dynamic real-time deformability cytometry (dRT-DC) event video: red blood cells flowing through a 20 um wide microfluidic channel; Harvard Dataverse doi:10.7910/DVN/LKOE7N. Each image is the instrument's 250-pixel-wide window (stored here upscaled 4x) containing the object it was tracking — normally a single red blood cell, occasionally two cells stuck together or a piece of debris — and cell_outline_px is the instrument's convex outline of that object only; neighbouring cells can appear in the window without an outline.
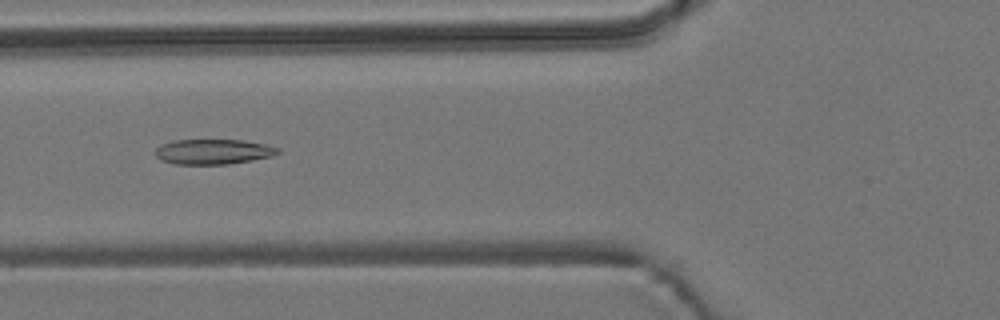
{"species": "common noctule bat (a hibernating species)", "species_latin": "Nyctalus noctula", "temperature_condition": "room temperature", "stored_images_in_passage": 6, "camera_frame_rate_fps": 3000, "um_per_image_px": 0.085, "animal": {"sex": "male", "body_mass_g": 19.2, "forearm_length_mm": 51.8}, "frame": {"image": 1, "passage_image": 5, "time_ms": 4.667, "image_size_px": [1000, 320], "cell_outline_px": [[280, 152], [272, 156], [252, 160], [228, 164], [172, 164], [160, 160], [156, 156], [156, 148], [160, 144], [172, 140], [244, 140], [264, 144], [280, 148]], "centroid_in_image_um": [18.1, 12.89], "position_along_channel_um": 107.7, "area_um2": 18.03}}
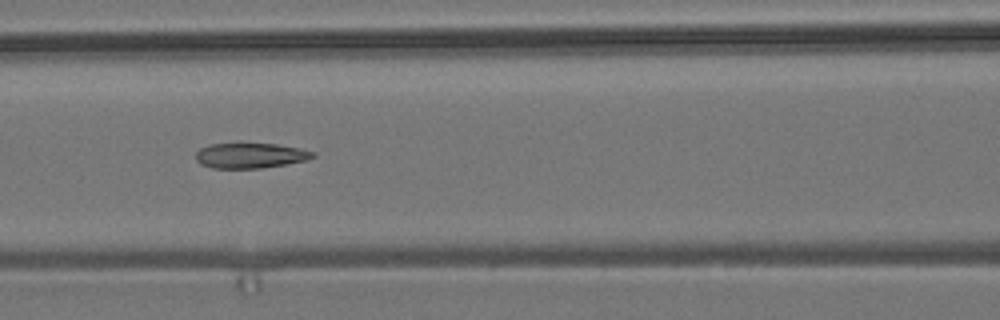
{"frame": {"image": 2, "passage_image": 6, "time_ms": 5.667, "image_size_px": [1000, 320], "cell_outline_px": [[316, 156], [308, 160], [260, 168], [212, 168], [200, 164], [196, 160], [196, 152], [200, 148], [208, 144], [240, 140], [276, 144], [300, 148], [316, 152]], "centroid_in_image_um": [21.24, 13.16], "position_along_channel_um": 145.4, "area_um2": 18.15}}